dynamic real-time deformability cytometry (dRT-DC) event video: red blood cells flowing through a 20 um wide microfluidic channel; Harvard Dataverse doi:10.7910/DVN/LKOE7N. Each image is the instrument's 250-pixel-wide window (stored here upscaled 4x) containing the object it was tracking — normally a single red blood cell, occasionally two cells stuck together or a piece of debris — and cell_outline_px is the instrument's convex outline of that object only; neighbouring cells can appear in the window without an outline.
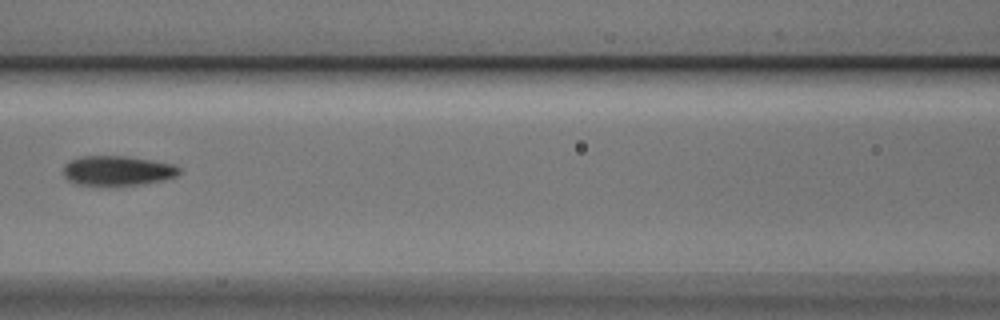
{"species": "Egyptian fruit bat (a non-hibernating species)", "species_latin": "Rousettus aegyptiacus", "temperature_condition": "cold", "stored_images_in_passage": 6, "camera_frame_rate_fps": 3000, "um_per_image_px": 0.085, "animal": {"sex": "male"}, "frame": {"image": 1, "passage_image": 6, "time_ms": 1.667, "image_size_px": [1000, 320], "cell_outline_px": [[180, 172], [176, 176], [164, 180], [144, 184], [100, 188], [76, 184], [68, 180], [64, 176], [64, 164], [68, 160], [80, 156], [124, 156], [152, 160], [176, 164], [180, 168]], "centroid_in_image_um": [9.96, 14.54], "position_along_channel_um": 156.6, "area_um2": 20.98}}